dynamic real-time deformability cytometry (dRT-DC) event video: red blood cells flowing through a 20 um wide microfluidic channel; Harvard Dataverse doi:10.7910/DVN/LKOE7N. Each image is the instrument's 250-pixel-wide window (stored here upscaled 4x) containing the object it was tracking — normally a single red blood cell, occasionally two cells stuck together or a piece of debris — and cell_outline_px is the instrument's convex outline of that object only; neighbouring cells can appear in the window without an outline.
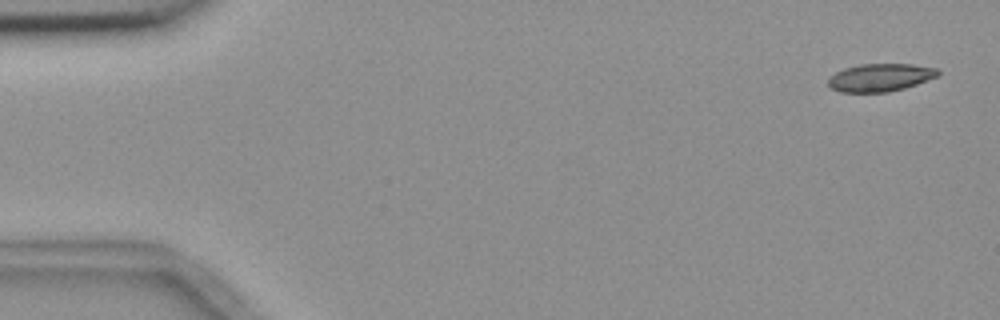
{"species": "common noctule bat (a hibernating species)", "species_latin": "Nyctalus noctula", "temperature_condition": "room temperature", "stored_images_in_passage": 4, "camera_frame_rate_fps": 3000, "um_per_image_px": 0.085, "animal": {"sex": "female", "body_mass_g": 18.4}, "frame": {"image": 1, "passage_image": 1, "time_ms": 0.0, "image_size_px": [1000, 320], "cell_outline_px": [[940, 76], [904, 88], [888, 92], [840, 92], [832, 88], [828, 84], [828, 76], [844, 68], [860, 64], [912, 64], [936, 68], [940, 72]], "centroid_in_image_um": [74.82, 6.58], "position_along_channel_um": 10.2, "area_um2": 17.86}}